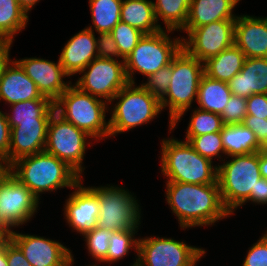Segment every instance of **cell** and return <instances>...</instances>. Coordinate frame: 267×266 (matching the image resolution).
<instances>
[{
    "mask_svg": "<svg viewBox=\"0 0 267 266\" xmlns=\"http://www.w3.org/2000/svg\"><path fill=\"white\" fill-rule=\"evenodd\" d=\"M12 115L6 113L10 128L21 123L28 122H49L55 112L54 103L46 98L21 101L11 104Z\"/></svg>",
    "mask_w": 267,
    "mask_h": 266,
    "instance_id": "cell-27",
    "label": "cell"
},
{
    "mask_svg": "<svg viewBox=\"0 0 267 266\" xmlns=\"http://www.w3.org/2000/svg\"><path fill=\"white\" fill-rule=\"evenodd\" d=\"M161 147V172L167 182L218 184V166L196 152L188 141L163 139Z\"/></svg>",
    "mask_w": 267,
    "mask_h": 266,
    "instance_id": "cell-3",
    "label": "cell"
},
{
    "mask_svg": "<svg viewBox=\"0 0 267 266\" xmlns=\"http://www.w3.org/2000/svg\"><path fill=\"white\" fill-rule=\"evenodd\" d=\"M89 188L98 196L100 204L97 227L112 232L139 229L141 209L128 190L114 185Z\"/></svg>",
    "mask_w": 267,
    "mask_h": 266,
    "instance_id": "cell-9",
    "label": "cell"
},
{
    "mask_svg": "<svg viewBox=\"0 0 267 266\" xmlns=\"http://www.w3.org/2000/svg\"><path fill=\"white\" fill-rule=\"evenodd\" d=\"M79 74L83 76L75 82V86L108 103L129 83L122 59L119 61L97 57Z\"/></svg>",
    "mask_w": 267,
    "mask_h": 266,
    "instance_id": "cell-12",
    "label": "cell"
},
{
    "mask_svg": "<svg viewBox=\"0 0 267 266\" xmlns=\"http://www.w3.org/2000/svg\"><path fill=\"white\" fill-rule=\"evenodd\" d=\"M244 53L233 44L231 47L204 62V73L209 78L229 82L242 70Z\"/></svg>",
    "mask_w": 267,
    "mask_h": 266,
    "instance_id": "cell-25",
    "label": "cell"
},
{
    "mask_svg": "<svg viewBox=\"0 0 267 266\" xmlns=\"http://www.w3.org/2000/svg\"><path fill=\"white\" fill-rule=\"evenodd\" d=\"M4 168L2 167V164L0 162V172L3 170Z\"/></svg>",
    "mask_w": 267,
    "mask_h": 266,
    "instance_id": "cell-53",
    "label": "cell"
},
{
    "mask_svg": "<svg viewBox=\"0 0 267 266\" xmlns=\"http://www.w3.org/2000/svg\"><path fill=\"white\" fill-rule=\"evenodd\" d=\"M99 37L97 39V57L103 59H116L121 58L118 50V46L113 39V36L110 32L107 33H99Z\"/></svg>",
    "mask_w": 267,
    "mask_h": 266,
    "instance_id": "cell-41",
    "label": "cell"
},
{
    "mask_svg": "<svg viewBox=\"0 0 267 266\" xmlns=\"http://www.w3.org/2000/svg\"><path fill=\"white\" fill-rule=\"evenodd\" d=\"M259 168L261 177L267 179V150L259 151Z\"/></svg>",
    "mask_w": 267,
    "mask_h": 266,
    "instance_id": "cell-47",
    "label": "cell"
},
{
    "mask_svg": "<svg viewBox=\"0 0 267 266\" xmlns=\"http://www.w3.org/2000/svg\"><path fill=\"white\" fill-rule=\"evenodd\" d=\"M185 141L193 147L201 156L213 160L214 157H221L225 154L221 140V132H214L199 136H186Z\"/></svg>",
    "mask_w": 267,
    "mask_h": 266,
    "instance_id": "cell-35",
    "label": "cell"
},
{
    "mask_svg": "<svg viewBox=\"0 0 267 266\" xmlns=\"http://www.w3.org/2000/svg\"><path fill=\"white\" fill-rule=\"evenodd\" d=\"M204 63L190 56L183 48L172 59V77L166 94L160 99L161 108H169V130L197 99L199 83L204 75Z\"/></svg>",
    "mask_w": 267,
    "mask_h": 266,
    "instance_id": "cell-5",
    "label": "cell"
},
{
    "mask_svg": "<svg viewBox=\"0 0 267 266\" xmlns=\"http://www.w3.org/2000/svg\"><path fill=\"white\" fill-rule=\"evenodd\" d=\"M19 6L24 10V12L28 15L29 10L35 6L39 0H17Z\"/></svg>",
    "mask_w": 267,
    "mask_h": 266,
    "instance_id": "cell-48",
    "label": "cell"
},
{
    "mask_svg": "<svg viewBox=\"0 0 267 266\" xmlns=\"http://www.w3.org/2000/svg\"><path fill=\"white\" fill-rule=\"evenodd\" d=\"M42 97L37 85L15 60H9L4 65L0 74V99L11 105Z\"/></svg>",
    "mask_w": 267,
    "mask_h": 266,
    "instance_id": "cell-20",
    "label": "cell"
},
{
    "mask_svg": "<svg viewBox=\"0 0 267 266\" xmlns=\"http://www.w3.org/2000/svg\"><path fill=\"white\" fill-rule=\"evenodd\" d=\"M234 44L245 58H267V19L248 15L237 16Z\"/></svg>",
    "mask_w": 267,
    "mask_h": 266,
    "instance_id": "cell-18",
    "label": "cell"
},
{
    "mask_svg": "<svg viewBox=\"0 0 267 266\" xmlns=\"http://www.w3.org/2000/svg\"><path fill=\"white\" fill-rule=\"evenodd\" d=\"M38 204V198L7 168L0 172V211L11 229L28 222L37 212Z\"/></svg>",
    "mask_w": 267,
    "mask_h": 266,
    "instance_id": "cell-13",
    "label": "cell"
},
{
    "mask_svg": "<svg viewBox=\"0 0 267 266\" xmlns=\"http://www.w3.org/2000/svg\"><path fill=\"white\" fill-rule=\"evenodd\" d=\"M246 100L247 115L267 119V94H253Z\"/></svg>",
    "mask_w": 267,
    "mask_h": 266,
    "instance_id": "cell-43",
    "label": "cell"
},
{
    "mask_svg": "<svg viewBox=\"0 0 267 266\" xmlns=\"http://www.w3.org/2000/svg\"><path fill=\"white\" fill-rule=\"evenodd\" d=\"M228 86L232 95L245 99L253 94H267V58H245L242 70Z\"/></svg>",
    "mask_w": 267,
    "mask_h": 266,
    "instance_id": "cell-22",
    "label": "cell"
},
{
    "mask_svg": "<svg viewBox=\"0 0 267 266\" xmlns=\"http://www.w3.org/2000/svg\"><path fill=\"white\" fill-rule=\"evenodd\" d=\"M107 104L105 100L70 85L54 102V107L62 118L97 141L110 136L109 122L105 120Z\"/></svg>",
    "mask_w": 267,
    "mask_h": 266,
    "instance_id": "cell-6",
    "label": "cell"
},
{
    "mask_svg": "<svg viewBox=\"0 0 267 266\" xmlns=\"http://www.w3.org/2000/svg\"><path fill=\"white\" fill-rule=\"evenodd\" d=\"M119 100L112 108L109 122L110 137L149 123L162 111L160 99L142 85L128 83L111 100Z\"/></svg>",
    "mask_w": 267,
    "mask_h": 266,
    "instance_id": "cell-7",
    "label": "cell"
},
{
    "mask_svg": "<svg viewBox=\"0 0 267 266\" xmlns=\"http://www.w3.org/2000/svg\"><path fill=\"white\" fill-rule=\"evenodd\" d=\"M81 180L76 184L64 205V215L69 226L84 235L97 227L100 204L98 196L89 188L83 187Z\"/></svg>",
    "mask_w": 267,
    "mask_h": 266,
    "instance_id": "cell-17",
    "label": "cell"
},
{
    "mask_svg": "<svg viewBox=\"0 0 267 266\" xmlns=\"http://www.w3.org/2000/svg\"><path fill=\"white\" fill-rule=\"evenodd\" d=\"M172 30H161L153 34H144L136 47L124 60L129 83H134V72L148 77L159 69L171 64L172 59L182 49L183 38L169 37Z\"/></svg>",
    "mask_w": 267,
    "mask_h": 266,
    "instance_id": "cell-8",
    "label": "cell"
},
{
    "mask_svg": "<svg viewBox=\"0 0 267 266\" xmlns=\"http://www.w3.org/2000/svg\"><path fill=\"white\" fill-rule=\"evenodd\" d=\"M242 266H267V232L249 249Z\"/></svg>",
    "mask_w": 267,
    "mask_h": 266,
    "instance_id": "cell-39",
    "label": "cell"
},
{
    "mask_svg": "<svg viewBox=\"0 0 267 266\" xmlns=\"http://www.w3.org/2000/svg\"><path fill=\"white\" fill-rule=\"evenodd\" d=\"M0 229L1 230H11V228L2 220L1 211H0Z\"/></svg>",
    "mask_w": 267,
    "mask_h": 266,
    "instance_id": "cell-51",
    "label": "cell"
},
{
    "mask_svg": "<svg viewBox=\"0 0 267 266\" xmlns=\"http://www.w3.org/2000/svg\"><path fill=\"white\" fill-rule=\"evenodd\" d=\"M11 44V41L0 38V74L4 65L10 60L9 53Z\"/></svg>",
    "mask_w": 267,
    "mask_h": 266,
    "instance_id": "cell-46",
    "label": "cell"
},
{
    "mask_svg": "<svg viewBox=\"0 0 267 266\" xmlns=\"http://www.w3.org/2000/svg\"><path fill=\"white\" fill-rule=\"evenodd\" d=\"M136 230L113 231L109 240L106 258L102 262L114 263L128 255L130 249L138 252V240L134 237Z\"/></svg>",
    "mask_w": 267,
    "mask_h": 266,
    "instance_id": "cell-32",
    "label": "cell"
},
{
    "mask_svg": "<svg viewBox=\"0 0 267 266\" xmlns=\"http://www.w3.org/2000/svg\"><path fill=\"white\" fill-rule=\"evenodd\" d=\"M166 201L178 217L181 228L213 225L229 217L218 184L167 182Z\"/></svg>",
    "mask_w": 267,
    "mask_h": 266,
    "instance_id": "cell-1",
    "label": "cell"
},
{
    "mask_svg": "<svg viewBox=\"0 0 267 266\" xmlns=\"http://www.w3.org/2000/svg\"><path fill=\"white\" fill-rule=\"evenodd\" d=\"M191 0H156V20H163L167 30H181L187 21ZM162 18V19H160Z\"/></svg>",
    "mask_w": 267,
    "mask_h": 266,
    "instance_id": "cell-30",
    "label": "cell"
},
{
    "mask_svg": "<svg viewBox=\"0 0 267 266\" xmlns=\"http://www.w3.org/2000/svg\"><path fill=\"white\" fill-rule=\"evenodd\" d=\"M13 230L0 229V247L9 239V235Z\"/></svg>",
    "mask_w": 267,
    "mask_h": 266,
    "instance_id": "cell-50",
    "label": "cell"
},
{
    "mask_svg": "<svg viewBox=\"0 0 267 266\" xmlns=\"http://www.w3.org/2000/svg\"><path fill=\"white\" fill-rule=\"evenodd\" d=\"M87 138L92 137L54 112L48 124L44 151L66 162L81 176L86 146L91 144L86 143Z\"/></svg>",
    "mask_w": 267,
    "mask_h": 266,
    "instance_id": "cell-11",
    "label": "cell"
},
{
    "mask_svg": "<svg viewBox=\"0 0 267 266\" xmlns=\"http://www.w3.org/2000/svg\"><path fill=\"white\" fill-rule=\"evenodd\" d=\"M25 74L37 85L42 96L50 99L53 103L71 85V81L64 82L63 77H69L61 63H55L41 58H25L15 60Z\"/></svg>",
    "mask_w": 267,
    "mask_h": 266,
    "instance_id": "cell-16",
    "label": "cell"
},
{
    "mask_svg": "<svg viewBox=\"0 0 267 266\" xmlns=\"http://www.w3.org/2000/svg\"><path fill=\"white\" fill-rule=\"evenodd\" d=\"M9 239L21 250L31 266H65L72 255L58 241L12 231Z\"/></svg>",
    "mask_w": 267,
    "mask_h": 266,
    "instance_id": "cell-15",
    "label": "cell"
},
{
    "mask_svg": "<svg viewBox=\"0 0 267 266\" xmlns=\"http://www.w3.org/2000/svg\"><path fill=\"white\" fill-rule=\"evenodd\" d=\"M73 263H74V259H73V255H71V256L69 257V259L67 260L65 266H72ZM91 266H97V265L94 264V265H91Z\"/></svg>",
    "mask_w": 267,
    "mask_h": 266,
    "instance_id": "cell-52",
    "label": "cell"
},
{
    "mask_svg": "<svg viewBox=\"0 0 267 266\" xmlns=\"http://www.w3.org/2000/svg\"><path fill=\"white\" fill-rule=\"evenodd\" d=\"M29 20L17 0H0V38L13 42L17 32L22 31Z\"/></svg>",
    "mask_w": 267,
    "mask_h": 266,
    "instance_id": "cell-31",
    "label": "cell"
},
{
    "mask_svg": "<svg viewBox=\"0 0 267 266\" xmlns=\"http://www.w3.org/2000/svg\"><path fill=\"white\" fill-rule=\"evenodd\" d=\"M93 29L107 33L121 21L122 0H89Z\"/></svg>",
    "mask_w": 267,
    "mask_h": 266,
    "instance_id": "cell-29",
    "label": "cell"
},
{
    "mask_svg": "<svg viewBox=\"0 0 267 266\" xmlns=\"http://www.w3.org/2000/svg\"><path fill=\"white\" fill-rule=\"evenodd\" d=\"M221 140L225 155H245L263 151L255 134L243 124H224L221 130Z\"/></svg>",
    "mask_w": 267,
    "mask_h": 266,
    "instance_id": "cell-26",
    "label": "cell"
},
{
    "mask_svg": "<svg viewBox=\"0 0 267 266\" xmlns=\"http://www.w3.org/2000/svg\"><path fill=\"white\" fill-rule=\"evenodd\" d=\"M247 115V100L237 95H231L228 104L220 114L224 124H242Z\"/></svg>",
    "mask_w": 267,
    "mask_h": 266,
    "instance_id": "cell-38",
    "label": "cell"
},
{
    "mask_svg": "<svg viewBox=\"0 0 267 266\" xmlns=\"http://www.w3.org/2000/svg\"><path fill=\"white\" fill-rule=\"evenodd\" d=\"M260 178L259 152L231 156V160L218 165L221 199L231 215L246 202L255 203V187Z\"/></svg>",
    "mask_w": 267,
    "mask_h": 266,
    "instance_id": "cell-4",
    "label": "cell"
},
{
    "mask_svg": "<svg viewBox=\"0 0 267 266\" xmlns=\"http://www.w3.org/2000/svg\"><path fill=\"white\" fill-rule=\"evenodd\" d=\"M11 128L7 121L6 113L0 111V162L3 168L9 166V146Z\"/></svg>",
    "mask_w": 267,
    "mask_h": 266,
    "instance_id": "cell-40",
    "label": "cell"
},
{
    "mask_svg": "<svg viewBox=\"0 0 267 266\" xmlns=\"http://www.w3.org/2000/svg\"><path fill=\"white\" fill-rule=\"evenodd\" d=\"M235 21L220 20L192 29L187 40L182 37V48L204 63L234 44Z\"/></svg>",
    "mask_w": 267,
    "mask_h": 266,
    "instance_id": "cell-14",
    "label": "cell"
},
{
    "mask_svg": "<svg viewBox=\"0 0 267 266\" xmlns=\"http://www.w3.org/2000/svg\"><path fill=\"white\" fill-rule=\"evenodd\" d=\"M240 0H191L188 18L181 29L187 34L195 28L220 20H236L233 8Z\"/></svg>",
    "mask_w": 267,
    "mask_h": 266,
    "instance_id": "cell-23",
    "label": "cell"
},
{
    "mask_svg": "<svg viewBox=\"0 0 267 266\" xmlns=\"http://www.w3.org/2000/svg\"><path fill=\"white\" fill-rule=\"evenodd\" d=\"M228 83L203 75L198 88L197 103L199 109L221 114L231 97Z\"/></svg>",
    "mask_w": 267,
    "mask_h": 266,
    "instance_id": "cell-28",
    "label": "cell"
},
{
    "mask_svg": "<svg viewBox=\"0 0 267 266\" xmlns=\"http://www.w3.org/2000/svg\"><path fill=\"white\" fill-rule=\"evenodd\" d=\"M242 124L255 134L259 145L267 150V119L246 115Z\"/></svg>",
    "mask_w": 267,
    "mask_h": 266,
    "instance_id": "cell-42",
    "label": "cell"
},
{
    "mask_svg": "<svg viewBox=\"0 0 267 266\" xmlns=\"http://www.w3.org/2000/svg\"><path fill=\"white\" fill-rule=\"evenodd\" d=\"M110 33L118 46L119 54L123 60L128 57L144 35L140 30L121 21Z\"/></svg>",
    "mask_w": 267,
    "mask_h": 266,
    "instance_id": "cell-34",
    "label": "cell"
},
{
    "mask_svg": "<svg viewBox=\"0 0 267 266\" xmlns=\"http://www.w3.org/2000/svg\"><path fill=\"white\" fill-rule=\"evenodd\" d=\"M93 31L92 26L84 28L72 36L62 49L59 62L69 77L79 74L97 58V38Z\"/></svg>",
    "mask_w": 267,
    "mask_h": 266,
    "instance_id": "cell-19",
    "label": "cell"
},
{
    "mask_svg": "<svg viewBox=\"0 0 267 266\" xmlns=\"http://www.w3.org/2000/svg\"><path fill=\"white\" fill-rule=\"evenodd\" d=\"M255 203L267 204V179L261 177L255 187Z\"/></svg>",
    "mask_w": 267,
    "mask_h": 266,
    "instance_id": "cell-45",
    "label": "cell"
},
{
    "mask_svg": "<svg viewBox=\"0 0 267 266\" xmlns=\"http://www.w3.org/2000/svg\"><path fill=\"white\" fill-rule=\"evenodd\" d=\"M172 77L171 64L159 69L147 77V82L141 85L152 95L161 99L167 92Z\"/></svg>",
    "mask_w": 267,
    "mask_h": 266,
    "instance_id": "cell-37",
    "label": "cell"
},
{
    "mask_svg": "<svg viewBox=\"0 0 267 266\" xmlns=\"http://www.w3.org/2000/svg\"><path fill=\"white\" fill-rule=\"evenodd\" d=\"M205 250L172 238L145 237L138 240L136 261L131 266H195Z\"/></svg>",
    "mask_w": 267,
    "mask_h": 266,
    "instance_id": "cell-10",
    "label": "cell"
},
{
    "mask_svg": "<svg viewBox=\"0 0 267 266\" xmlns=\"http://www.w3.org/2000/svg\"><path fill=\"white\" fill-rule=\"evenodd\" d=\"M112 231L96 227L83 236L90 255L100 263L106 258Z\"/></svg>",
    "mask_w": 267,
    "mask_h": 266,
    "instance_id": "cell-36",
    "label": "cell"
},
{
    "mask_svg": "<svg viewBox=\"0 0 267 266\" xmlns=\"http://www.w3.org/2000/svg\"><path fill=\"white\" fill-rule=\"evenodd\" d=\"M7 169L23 183L37 198L42 192L58 188H74L81 176L66 162L45 151L21 157Z\"/></svg>",
    "mask_w": 267,
    "mask_h": 266,
    "instance_id": "cell-2",
    "label": "cell"
},
{
    "mask_svg": "<svg viewBox=\"0 0 267 266\" xmlns=\"http://www.w3.org/2000/svg\"><path fill=\"white\" fill-rule=\"evenodd\" d=\"M49 122L21 123L11 128L9 165L15 160L43 152Z\"/></svg>",
    "mask_w": 267,
    "mask_h": 266,
    "instance_id": "cell-21",
    "label": "cell"
},
{
    "mask_svg": "<svg viewBox=\"0 0 267 266\" xmlns=\"http://www.w3.org/2000/svg\"><path fill=\"white\" fill-rule=\"evenodd\" d=\"M6 257L8 266H31L21 250L10 239L6 241Z\"/></svg>",
    "mask_w": 267,
    "mask_h": 266,
    "instance_id": "cell-44",
    "label": "cell"
},
{
    "mask_svg": "<svg viewBox=\"0 0 267 266\" xmlns=\"http://www.w3.org/2000/svg\"><path fill=\"white\" fill-rule=\"evenodd\" d=\"M0 266H8L6 257V242L0 247Z\"/></svg>",
    "mask_w": 267,
    "mask_h": 266,
    "instance_id": "cell-49",
    "label": "cell"
},
{
    "mask_svg": "<svg viewBox=\"0 0 267 266\" xmlns=\"http://www.w3.org/2000/svg\"><path fill=\"white\" fill-rule=\"evenodd\" d=\"M186 136H199L214 132H221L224 125L219 114L196 109L191 115Z\"/></svg>",
    "mask_w": 267,
    "mask_h": 266,
    "instance_id": "cell-33",
    "label": "cell"
},
{
    "mask_svg": "<svg viewBox=\"0 0 267 266\" xmlns=\"http://www.w3.org/2000/svg\"><path fill=\"white\" fill-rule=\"evenodd\" d=\"M151 0H122L121 22L130 25L144 34H153L161 31L156 20L154 6Z\"/></svg>",
    "mask_w": 267,
    "mask_h": 266,
    "instance_id": "cell-24",
    "label": "cell"
}]
</instances>
